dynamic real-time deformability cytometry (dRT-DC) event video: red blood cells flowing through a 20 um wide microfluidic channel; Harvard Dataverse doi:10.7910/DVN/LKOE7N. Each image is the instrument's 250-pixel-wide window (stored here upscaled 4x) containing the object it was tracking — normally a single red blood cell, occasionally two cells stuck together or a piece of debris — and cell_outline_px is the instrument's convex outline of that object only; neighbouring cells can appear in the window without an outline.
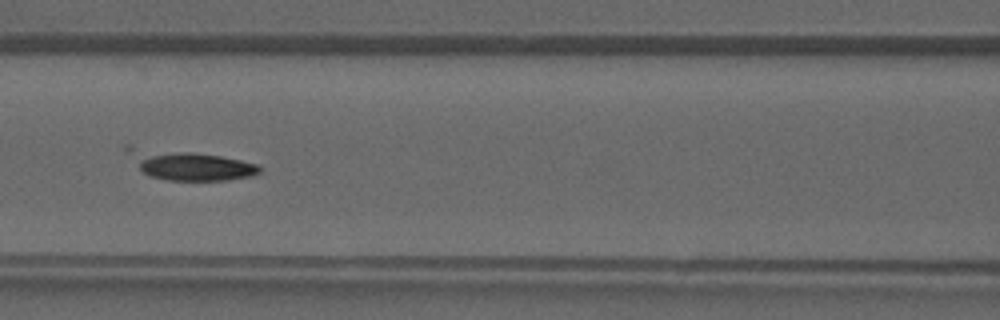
{"species": "common noctule bat (a hibernating species)", "species_latin": "Nyctalus noctula", "temperature_condition": "warm", "stored_images_in_passage": 43, "camera_frame_rate_fps": 3000, "um_per_image_px": 0.085, "animal": {"sex": "male", "forearm_length_mm": 52.5}, "frame": {"image": 1, "passage_image": 20, "time_ms": 6.333, "image_size_px": [1000, 320], "cell_outline_px": [[260, 172], [252, 176], [228, 180], [168, 180], [148, 176], [140, 168], [140, 156], [180, 152], [192, 152], [220, 156], [260, 164]], "centroid_in_image_um": [16.68, 14.19], "position_along_channel_um": 149.9, "area_um2": 19.54}}
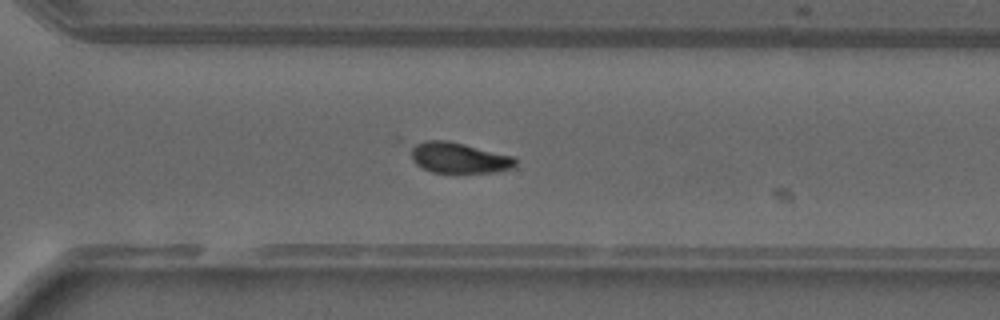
{"frame": {"image": 2, "passage_image": 31, "time_ms": 10.0, "image_size_px": [1000, 320], "cell_outline_px": [[516, 164], [512, 168], [496, 172], [432, 172], [420, 168], [412, 160], [412, 148], [416, 144], [424, 140], [448, 140], [512, 156], [516, 160]], "centroid_in_image_um": [38.98, 13.41], "position_along_channel_um": 331.6, "area_um2": 18.5}}
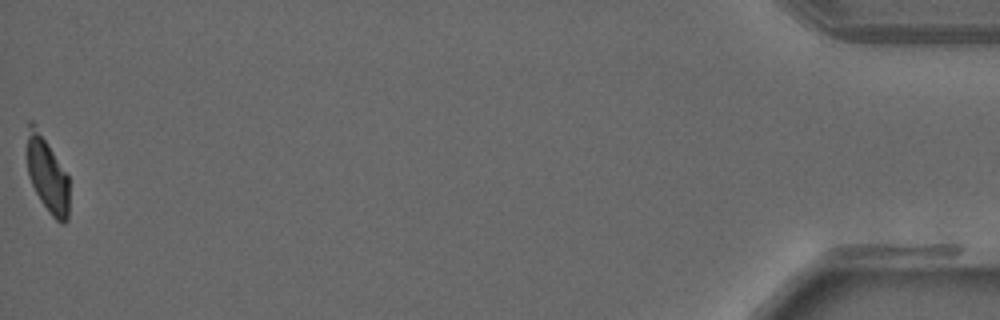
{"frame": {"image": 3, "passage_image": 43, "time_ms": 14.0, "image_size_px": [1000, 320], "cell_outline_px": [[68, 220], [64, 224], [60, 224], [48, 212], [40, 200], [28, 176], [28, 120], [32, 120], [48, 144], [68, 176]], "centroid_in_image_um": [4.03, 14.92], "position_along_channel_um": 431.2, "area_um2": 18.15}}